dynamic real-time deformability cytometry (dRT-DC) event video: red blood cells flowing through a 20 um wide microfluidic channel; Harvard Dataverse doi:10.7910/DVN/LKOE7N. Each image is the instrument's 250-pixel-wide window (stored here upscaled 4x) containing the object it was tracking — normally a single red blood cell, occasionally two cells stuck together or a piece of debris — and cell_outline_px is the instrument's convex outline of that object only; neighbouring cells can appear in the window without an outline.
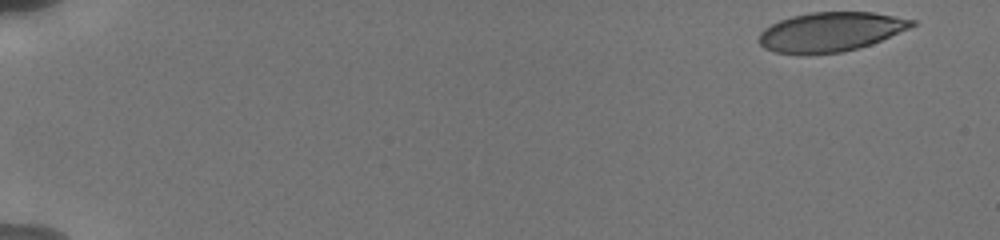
{"species": "human", "species_latin": "Homo sapiens", "temperature_condition": "cold", "stored_images_in_passage": 58, "camera_frame_rate_fps": 3000, "um_per_image_px": 0.085, "donor": {"sex": "male"}, "frame": {"image": 1, "passage_image": 1, "time_ms": 0.0, "image_size_px": [1000, 240], "cell_outline_px": [[916, 24], [908, 28], [872, 44], [844, 52], [776, 52], [764, 48], [760, 44], [760, 32], [764, 28], [780, 20], [792, 16], [812, 12], [872, 12], [916, 20]], "centroid_in_image_um": [70.62, 2.68], "position_along_channel_um": 14.4, "area_um2": 34.28}}
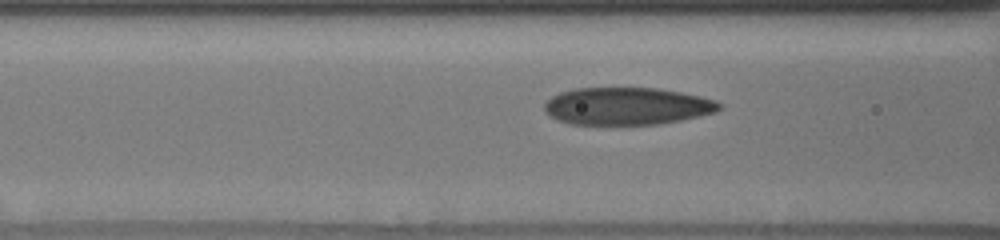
{"frame": {"image": 2, "passage_image": 21, "time_ms": 7.0, "image_size_px": [1000, 240], "cell_outline_px": [[724, 108], [716, 112], [700, 116], [660, 124], [568, 124], [556, 120], [544, 112], [544, 104], [552, 96], [560, 92], [576, 88], [656, 88], [680, 92], [700, 96], [716, 100], [724, 104]], "centroid_in_image_um": [53.31, 9.02], "position_along_channel_um": 113.3, "area_um2": 38.38}}
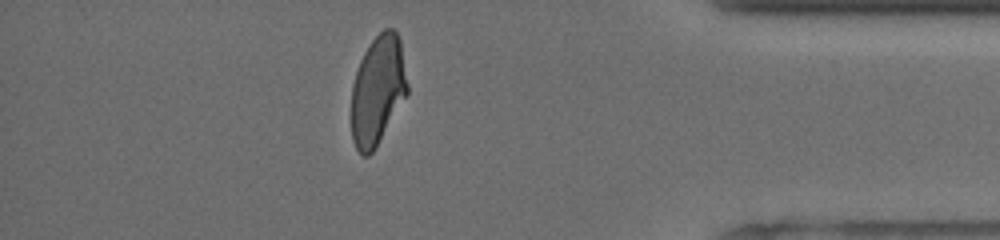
{"frame": {"image": 3, "passage_image": 51, "time_ms": 15.333, "image_size_px": [1000, 240], "cell_outline_px": [[408, 92], [372, 152], [368, 156], [364, 156], [356, 148], [352, 140], [352, 84], [360, 60], [364, 52], [372, 40], [384, 28], [392, 28], [396, 32], [400, 40], [408, 84]], "centroid_in_image_um": [32.1, 7.64], "position_along_channel_um": 403.1, "area_um2": 35.14}, "authors_computed_cell_mechanics": {"area_um2": 37.3677, "velocity_mm_per_s": 3.791, "shape_relaxation_time_tau1_ms": 3.6393, "shape_relaxation_time_tau2_ms": 1.1752, "deformation_change_tau1": 0.1514, "deformation_change_tau2": 0.0666}}